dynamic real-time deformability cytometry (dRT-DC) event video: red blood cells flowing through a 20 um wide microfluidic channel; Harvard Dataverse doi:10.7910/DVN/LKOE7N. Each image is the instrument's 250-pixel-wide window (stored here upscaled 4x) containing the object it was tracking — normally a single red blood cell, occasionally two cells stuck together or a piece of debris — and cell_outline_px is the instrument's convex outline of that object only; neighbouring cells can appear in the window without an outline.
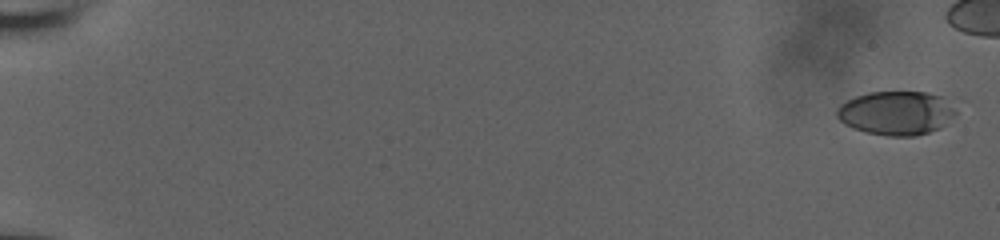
{"species": "human", "species_latin": "Homo sapiens", "temperature_condition": "room temperature", "stored_images_in_passage": 17, "camera_frame_rate_fps": 3000, "um_per_image_px": 0.085, "donor": {"sex": "male"}, "frame": {"image": 1, "passage_image": 1, "time_ms": 0.0, "image_size_px": [1000, 240], "cell_outline_px": [[956, 112], [940, 128], [916, 136], [884, 136], [864, 132], [852, 128], [844, 124], [836, 116], [836, 108], [840, 104], [856, 96], [868, 92], [928, 92], [944, 96]], "centroid_in_image_um": [76.14, 9.61], "position_along_channel_um": 8.9, "area_um2": 30.52}}